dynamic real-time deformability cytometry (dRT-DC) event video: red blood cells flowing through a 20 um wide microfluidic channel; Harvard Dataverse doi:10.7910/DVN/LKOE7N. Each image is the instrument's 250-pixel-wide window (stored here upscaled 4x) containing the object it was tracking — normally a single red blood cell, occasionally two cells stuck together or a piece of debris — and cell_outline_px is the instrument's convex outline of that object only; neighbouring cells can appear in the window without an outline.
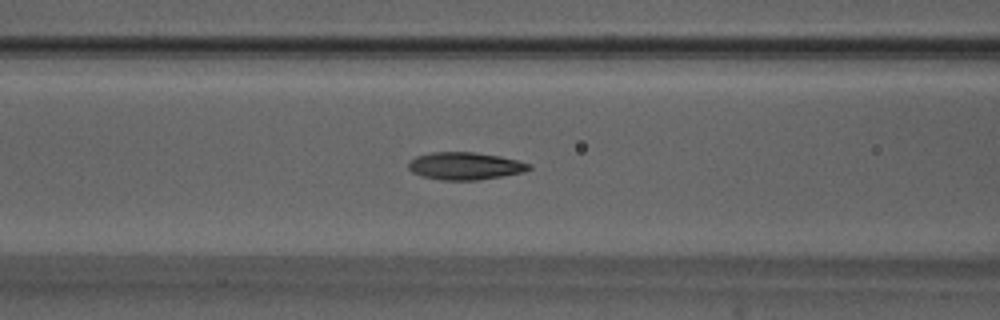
{"species": "Egyptian fruit bat (a non-hibernating species)", "species_latin": "Rousettus aegyptiacus", "temperature_condition": "warm", "stored_images_in_passage": 30, "camera_frame_rate_fps": 3000, "um_per_image_px": 0.085, "animal": {"sex": "male"}, "frame": {"image": 1, "passage_image": 13, "time_ms": 4.0, "image_size_px": [1000, 320], "cell_outline_px": [[532, 168], [524, 172], [480, 180], [440, 180], [420, 176], [412, 172], [408, 168], [408, 160], [416, 156], [432, 152], [472, 152], [500, 156], [532, 164]], "centroid_in_image_um": [39.51, 14.11], "position_along_channel_um": 127.1, "area_um2": 19.48}}